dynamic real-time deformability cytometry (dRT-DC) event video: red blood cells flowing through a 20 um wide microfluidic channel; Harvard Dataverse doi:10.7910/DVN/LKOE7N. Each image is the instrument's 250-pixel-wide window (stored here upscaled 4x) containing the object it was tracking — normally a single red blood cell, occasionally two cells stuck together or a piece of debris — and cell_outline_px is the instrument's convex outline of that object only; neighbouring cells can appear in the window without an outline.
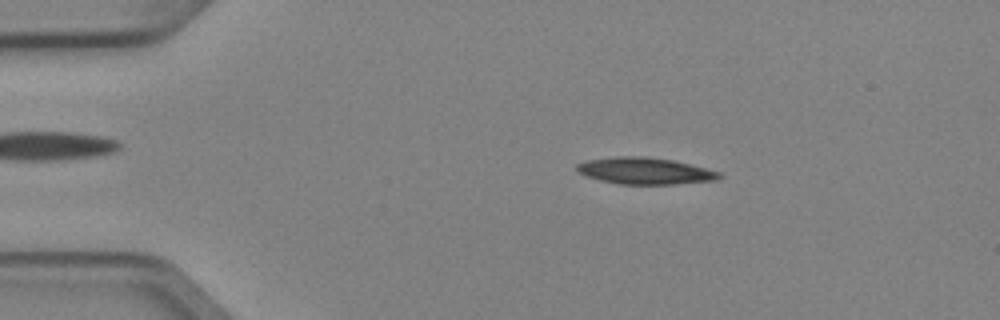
{"species": "Egyptian fruit bat (a non-hibernating species)", "species_latin": "Rousettus aegyptiacus", "temperature_condition": "cold", "stored_images_in_passage": 4, "camera_frame_rate_fps": 3000, "um_per_image_px": 0.085, "animal": {"sex": "female"}, "frame": {"image": 1, "passage_image": 2, "time_ms": 0.333, "image_size_px": [1000, 320], "cell_outline_px": [[724, 176], [716, 180], [672, 184], [620, 184], [600, 180], [588, 176], [580, 172], [576, 168], [576, 164], [588, 160], [616, 156], [644, 156], [672, 160], [720, 172]], "centroid_in_image_um": [54.82, 14.52], "position_along_channel_um": 30.2, "area_um2": 21.85}}
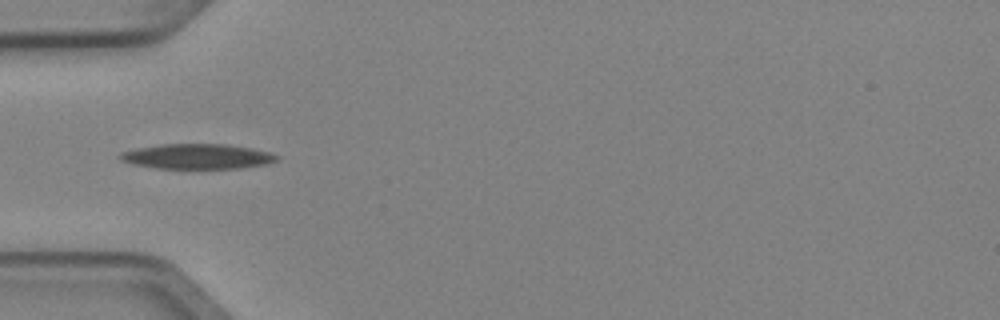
{"frame": {"image": 2, "passage_image": 4, "time_ms": 1.0, "image_size_px": [1000, 320], "cell_outline_px": [[280, 160], [268, 164], [244, 168], [156, 168], [132, 164], [120, 160], [116, 156], [120, 152], [136, 148], [160, 144], [224, 144], [252, 148], [272, 152], [280, 156]], "centroid_in_image_um": [16.8, 13.29], "position_along_channel_um": 68.2, "area_um2": 23.24}}